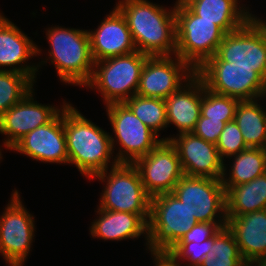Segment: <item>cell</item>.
<instances>
[{
	"instance_id": "8",
	"label": "cell",
	"mask_w": 266,
	"mask_h": 266,
	"mask_svg": "<svg viewBox=\"0 0 266 266\" xmlns=\"http://www.w3.org/2000/svg\"><path fill=\"white\" fill-rule=\"evenodd\" d=\"M196 74L210 91L240 101L266 97V81L253 67L232 65L217 55L209 58Z\"/></svg>"
},
{
	"instance_id": "31",
	"label": "cell",
	"mask_w": 266,
	"mask_h": 266,
	"mask_svg": "<svg viewBox=\"0 0 266 266\" xmlns=\"http://www.w3.org/2000/svg\"><path fill=\"white\" fill-rule=\"evenodd\" d=\"M216 147L224 161L225 157H231L232 155H236L249 148L246 145L241 131L234 120L225 124L216 143Z\"/></svg>"
},
{
	"instance_id": "25",
	"label": "cell",
	"mask_w": 266,
	"mask_h": 266,
	"mask_svg": "<svg viewBox=\"0 0 266 266\" xmlns=\"http://www.w3.org/2000/svg\"><path fill=\"white\" fill-rule=\"evenodd\" d=\"M258 99L239 101L234 121L248 147L264 148L266 144V110Z\"/></svg>"
},
{
	"instance_id": "33",
	"label": "cell",
	"mask_w": 266,
	"mask_h": 266,
	"mask_svg": "<svg viewBox=\"0 0 266 266\" xmlns=\"http://www.w3.org/2000/svg\"><path fill=\"white\" fill-rule=\"evenodd\" d=\"M226 122L215 120L200 115L193 133L207 142L216 145Z\"/></svg>"
},
{
	"instance_id": "19",
	"label": "cell",
	"mask_w": 266,
	"mask_h": 266,
	"mask_svg": "<svg viewBox=\"0 0 266 266\" xmlns=\"http://www.w3.org/2000/svg\"><path fill=\"white\" fill-rule=\"evenodd\" d=\"M113 9L96 30L88 31L94 62L137 50L126 18L116 6Z\"/></svg>"
},
{
	"instance_id": "27",
	"label": "cell",
	"mask_w": 266,
	"mask_h": 266,
	"mask_svg": "<svg viewBox=\"0 0 266 266\" xmlns=\"http://www.w3.org/2000/svg\"><path fill=\"white\" fill-rule=\"evenodd\" d=\"M124 104L138 117L148 128L158 136L160 130L167 128L165 100L160 98L134 95Z\"/></svg>"
},
{
	"instance_id": "11",
	"label": "cell",
	"mask_w": 266,
	"mask_h": 266,
	"mask_svg": "<svg viewBox=\"0 0 266 266\" xmlns=\"http://www.w3.org/2000/svg\"><path fill=\"white\" fill-rule=\"evenodd\" d=\"M172 193L184 203L197 222L227 223L222 180L184 175Z\"/></svg>"
},
{
	"instance_id": "2",
	"label": "cell",
	"mask_w": 266,
	"mask_h": 266,
	"mask_svg": "<svg viewBox=\"0 0 266 266\" xmlns=\"http://www.w3.org/2000/svg\"><path fill=\"white\" fill-rule=\"evenodd\" d=\"M64 130L68 164L88 179L109 169L114 153L110 134L69 103L64 106Z\"/></svg>"
},
{
	"instance_id": "1",
	"label": "cell",
	"mask_w": 266,
	"mask_h": 266,
	"mask_svg": "<svg viewBox=\"0 0 266 266\" xmlns=\"http://www.w3.org/2000/svg\"><path fill=\"white\" fill-rule=\"evenodd\" d=\"M116 7L127 20L137 51L149 56L176 54L175 5L168 10L148 0H120Z\"/></svg>"
},
{
	"instance_id": "38",
	"label": "cell",
	"mask_w": 266,
	"mask_h": 266,
	"mask_svg": "<svg viewBox=\"0 0 266 266\" xmlns=\"http://www.w3.org/2000/svg\"><path fill=\"white\" fill-rule=\"evenodd\" d=\"M263 149H264V151H265V155H266V144H265V146H264V148H263Z\"/></svg>"
},
{
	"instance_id": "15",
	"label": "cell",
	"mask_w": 266,
	"mask_h": 266,
	"mask_svg": "<svg viewBox=\"0 0 266 266\" xmlns=\"http://www.w3.org/2000/svg\"><path fill=\"white\" fill-rule=\"evenodd\" d=\"M164 140L175 147L184 175L222 180L225 162L215 144L193 132L177 134L176 137L173 135Z\"/></svg>"
},
{
	"instance_id": "39",
	"label": "cell",
	"mask_w": 266,
	"mask_h": 266,
	"mask_svg": "<svg viewBox=\"0 0 266 266\" xmlns=\"http://www.w3.org/2000/svg\"><path fill=\"white\" fill-rule=\"evenodd\" d=\"M2 152H1V150H0V160L2 159V154H1Z\"/></svg>"
},
{
	"instance_id": "36",
	"label": "cell",
	"mask_w": 266,
	"mask_h": 266,
	"mask_svg": "<svg viewBox=\"0 0 266 266\" xmlns=\"http://www.w3.org/2000/svg\"><path fill=\"white\" fill-rule=\"evenodd\" d=\"M155 266H178L175 265L166 255H153Z\"/></svg>"
},
{
	"instance_id": "16",
	"label": "cell",
	"mask_w": 266,
	"mask_h": 266,
	"mask_svg": "<svg viewBox=\"0 0 266 266\" xmlns=\"http://www.w3.org/2000/svg\"><path fill=\"white\" fill-rule=\"evenodd\" d=\"M9 150L17 151L36 161L68 164L64 107L49 123L24 135Z\"/></svg>"
},
{
	"instance_id": "35",
	"label": "cell",
	"mask_w": 266,
	"mask_h": 266,
	"mask_svg": "<svg viewBox=\"0 0 266 266\" xmlns=\"http://www.w3.org/2000/svg\"><path fill=\"white\" fill-rule=\"evenodd\" d=\"M200 266H249L242 257H215L209 254Z\"/></svg>"
},
{
	"instance_id": "17",
	"label": "cell",
	"mask_w": 266,
	"mask_h": 266,
	"mask_svg": "<svg viewBox=\"0 0 266 266\" xmlns=\"http://www.w3.org/2000/svg\"><path fill=\"white\" fill-rule=\"evenodd\" d=\"M33 90L0 116V133L7 137L3 141L7 149L32 130L49 123L68 103L64 100L61 108L37 103Z\"/></svg>"
},
{
	"instance_id": "4",
	"label": "cell",
	"mask_w": 266,
	"mask_h": 266,
	"mask_svg": "<svg viewBox=\"0 0 266 266\" xmlns=\"http://www.w3.org/2000/svg\"><path fill=\"white\" fill-rule=\"evenodd\" d=\"M176 54L195 71L216 55L225 32L197 16L182 0L175 2Z\"/></svg>"
},
{
	"instance_id": "24",
	"label": "cell",
	"mask_w": 266,
	"mask_h": 266,
	"mask_svg": "<svg viewBox=\"0 0 266 266\" xmlns=\"http://www.w3.org/2000/svg\"><path fill=\"white\" fill-rule=\"evenodd\" d=\"M224 188L226 217L266 209V172L248 183Z\"/></svg>"
},
{
	"instance_id": "13",
	"label": "cell",
	"mask_w": 266,
	"mask_h": 266,
	"mask_svg": "<svg viewBox=\"0 0 266 266\" xmlns=\"http://www.w3.org/2000/svg\"><path fill=\"white\" fill-rule=\"evenodd\" d=\"M174 57L149 56L142 68L136 94L165 100L196 74L189 64L177 55Z\"/></svg>"
},
{
	"instance_id": "32",
	"label": "cell",
	"mask_w": 266,
	"mask_h": 266,
	"mask_svg": "<svg viewBox=\"0 0 266 266\" xmlns=\"http://www.w3.org/2000/svg\"><path fill=\"white\" fill-rule=\"evenodd\" d=\"M210 254L215 257H242L234 234L227 225L220 228L212 238Z\"/></svg>"
},
{
	"instance_id": "29",
	"label": "cell",
	"mask_w": 266,
	"mask_h": 266,
	"mask_svg": "<svg viewBox=\"0 0 266 266\" xmlns=\"http://www.w3.org/2000/svg\"><path fill=\"white\" fill-rule=\"evenodd\" d=\"M239 101V99L234 97L214 93L207 89L204 84L200 115L227 123L234 120Z\"/></svg>"
},
{
	"instance_id": "20",
	"label": "cell",
	"mask_w": 266,
	"mask_h": 266,
	"mask_svg": "<svg viewBox=\"0 0 266 266\" xmlns=\"http://www.w3.org/2000/svg\"><path fill=\"white\" fill-rule=\"evenodd\" d=\"M203 80L195 74L178 91L165 99L167 123L181 133L193 132L200 117Z\"/></svg>"
},
{
	"instance_id": "6",
	"label": "cell",
	"mask_w": 266,
	"mask_h": 266,
	"mask_svg": "<svg viewBox=\"0 0 266 266\" xmlns=\"http://www.w3.org/2000/svg\"><path fill=\"white\" fill-rule=\"evenodd\" d=\"M197 223L172 192L155 195L151 197L146 248L152 255H165Z\"/></svg>"
},
{
	"instance_id": "12",
	"label": "cell",
	"mask_w": 266,
	"mask_h": 266,
	"mask_svg": "<svg viewBox=\"0 0 266 266\" xmlns=\"http://www.w3.org/2000/svg\"><path fill=\"white\" fill-rule=\"evenodd\" d=\"M34 222L18 190H14L0 217V254L8 265L23 266L35 236Z\"/></svg>"
},
{
	"instance_id": "30",
	"label": "cell",
	"mask_w": 266,
	"mask_h": 266,
	"mask_svg": "<svg viewBox=\"0 0 266 266\" xmlns=\"http://www.w3.org/2000/svg\"><path fill=\"white\" fill-rule=\"evenodd\" d=\"M211 247L212 238L201 243L178 242L165 255L178 266H181L183 262H185L184 266H200L203 260L210 254ZM181 261L183 262L180 263Z\"/></svg>"
},
{
	"instance_id": "10",
	"label": "cell",
	"mask_w": 266,
	"mask_h": 266,
	"mask_svg": "<svg viewBox=\"0 0 266 266\" xmlns=\"http://www.w3.org/2000/svg\"><path fill=\"white\" fill-rule=\"evenodd\" d=\"M216 55L232 65L253 67L266 81V22L253 16L238 30L226 33Z\"/></svg>"
},
{
	"instance_id": "28",
	"label": "cell",
	"mask_w": 266,
	"mask_h": 266,
	"mask_svg": "<svg viewBox=\"0 0 266 266\" xmlns=\"http://www.w3.org/2000/svg\"><path fill=\"white\" fill-rule=\"evenodd\" d=\"M34 87V82L22 73L0 71V116L20 102Z\"/></svg>"
},
{
	"instance_id": "26",
	"label": "cell",
	"mask_w": 266,
	"mask_h": 266,
	"mask_svg": "<svg viewBox=\"0 0 266 266\" xmlns=\"http://www.w3.org/2000/svg\"><path fill=\"white\" fill-rule=\"evenodd\" d=\"M233 163L228 174L224 164L222 176L223 186H237L248 183L266 172V155L263 148L249 147L236 155H232ZM229 177H226V176Z\"/></svg>"
},
{
	"instance_id": "34",
	"label": "cell",
	"mask_w": 266,
	"mask_h": 266,
	"mask_svg": "<svg viewBox=\"0 0 266 266\" xmlns=\"http://www.w3.org/2000/svg\"><path fill=\"white\" fill-rule=\"evenodd\" d=\"M227 223H209L198 222L195 224L179 242H203L207 239L213 238L218 230Z\"/></svg>"
},
{
	"instance_id": "21",
	"label": "cell",
	"mask_w": 266,
	"mask_h": 266,
	"mask_svg": "<svg viewBox=\"0 0 266 266\" xmlns=\"http://www.w3.org/2000/svg\"><path fill=\"white\" fill-rule=\"evenodd\" d=\"M226 218L227 227L234 234L239 252L248 265L266 256V209Z\"/></svg>"
},
{
	"instance_id": "37",
	"label": "cell",
	"mask_w": 266,
	"mask_h": 266,
	"mask_svg": "<svg viewBox=\"0 0 266 266\" xmlns=\"http://www.w3.org/2000/svg\"><path fill=\"white\" fill-rule=\"evenodd\" d=\"M249 266H266V256L256 258Z\"/></svg>"
},
{
	"instance_id": "7",
	"label": "cell",
	"mask_w": 266,
	"mask_h": 266,
	"mask_svg": "<svg viewBox=\"0 0 266 266\" xmlns=\"http://www.w3.org/2000/svg\"><path fill=\"white\" fill-rule=\"evenodd\" d=\"M149 55L135 51L94 62L87 87L101 93L106 106L124 103L136 95L141 71Z\"/></svg>"
},
{
	"instance_id": "23",
	"label": "cell",
	"mask_w": 266,
	"mask_h": 266,
	"mask_svg": "<svg viewBox=\"0 0 266 266\" xmlns=\"http://www.w3.org/2000/svg\"><path fill=\"white\" fill-rule=\"evenodd\" d=\"M197 16L212 21L225 33L244 26L254 15L238 0H182ZM239 2V5H238Z\"/></svg>"
},
{
	"instance_id": "22",
	"label": "cell",
	"mask_w": 266,
	"mask_h": 266,
	"mask_svg": "<svg viewBox=\"0 0 266 266\" xmlns=\"http://www.w3.org/2000/svg\"><path fill=\"white\" fill-rule=\"evenodd\" d=\"M99 215L90 229L93 238L121 241L144 236L148 245V223L138 214L131 212L108 211L98 208ZM99 218V219H98Z\"/></svg>"
},
{
	"instance_id": "9",
	"label": "cell",
	"mask_w": 266,
	"mask_h": 266,
	"mask_svg": "<svg viewBox=\"0 0 266 266\" xmlns=\"http://www.w3.org/2000/svg\"><path fill=\"white\" fill-rule=\"evenodd\" d=\"M107 116L111 123L115 139L111 135L113 152L115 142L120 146L114 158L118 163L133 164L139 158L153 150L163 138L148 128L124 103H113L106 106Z\"/></svg>"
},
{
	"instance_id": "14",
	"label": "cell",
	"mask_w": 266,
	"mask_h": 266,
	"mask_svg": "<svg viewBox=\"0 0 266 266\" xmlns=\"http://www.w3.org/2000/svg\"><path fill=\"white\" fill-rule=\"evenodd\" d=\"M133 165L139 172L146 192L151 196L173 192L184 172L175 147L170 141L162 140L147 155Z\"/></svg>"
},
{
	"instance_id": "5",
	"label": "cell",
	"mask_w": 266,
	"mask_h": 266,
	"mask_svg": "<svg viewBox=\"0 0 266 266\" xmlns=\"http://www.w3.org/2000/svg\"><path fill=\"white\" fill-rule=\"evenodd\" d=\"M110 167L109 173L107 169L91 178L107 182L97 208L138 214L148 223L151 196L146 192L136 167L118 163L115 158Z\"/></svg>"
},
{
	"instance_id": "18",
	"label": "cell",
	"mask_w": 266,
	"mask_h": 266,
	"mask_svg": "<svg viewBox=\"0 0 266 266\" xmlns=\"http://www.w3.org/2000/svg\"><path fill=\"white\" fill-rule=\"evenodd\" d=\"M39 54H42L41 50L33 40L0 13V71L22 73L36 82V72L41 64L30 66L24 63Z\"/></svg>"
},
{
	"instance_id": "3",
	"label": "cell",
	"mask_w": 266,
	"mask_h": 266,
	"mask_svg": "<svg viewBox=\"0 0 266 266\" xmlns=\"http://www.w3.org/2000/svg\"><path fill=\"white\" fill-rule=\"evenodd\" d=\"M46 36L50 44L48 59L55 65L59 79L86 87L94 71L88 30L53 26L47 29Z\"/></svg>"
}]
</instances>
